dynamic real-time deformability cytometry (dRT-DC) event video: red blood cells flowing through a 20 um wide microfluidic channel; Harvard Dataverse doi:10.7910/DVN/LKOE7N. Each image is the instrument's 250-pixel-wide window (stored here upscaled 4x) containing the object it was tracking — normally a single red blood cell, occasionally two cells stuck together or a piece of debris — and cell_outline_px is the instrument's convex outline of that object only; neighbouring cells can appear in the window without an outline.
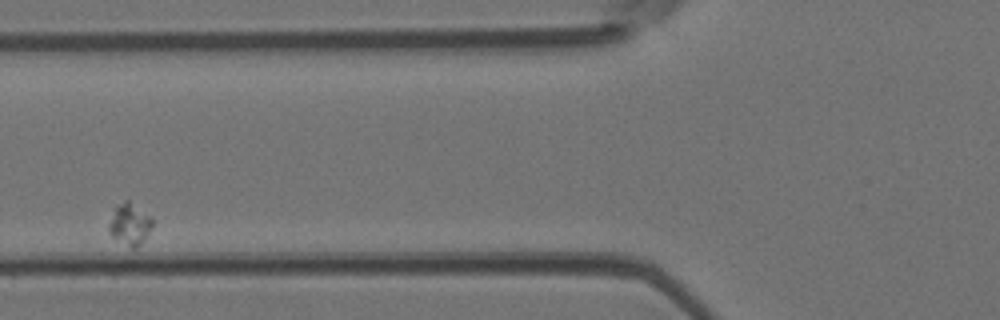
{"species": "Egyptian fruit bat (a non-hibernating species)", "species_latin": "Rousettus aegyptiacus", "temperature_condition": "room temperature", "stored_images_in_passage": 5, "camera_frame_rate_fps": 3000, "um_per_image_px": 0.085, "animal": {"sex": "female"}, "frame": {"image": 1, "passage_image": 2, "time_ms": 0.333, "image_size_px": [1000, 320], "cell_outline_px": [[152, 228], [144, 240], [136, 248], [132, 248], [112, 236], [108, 232], [108, 224], [116, 208], [124, 200], [128, 200], [148, 216], [152, 220]], "centroid_in_image_um": [11.02, 19.09], "position_along_channel_um": 114.8, "area_um2": 10.12}}
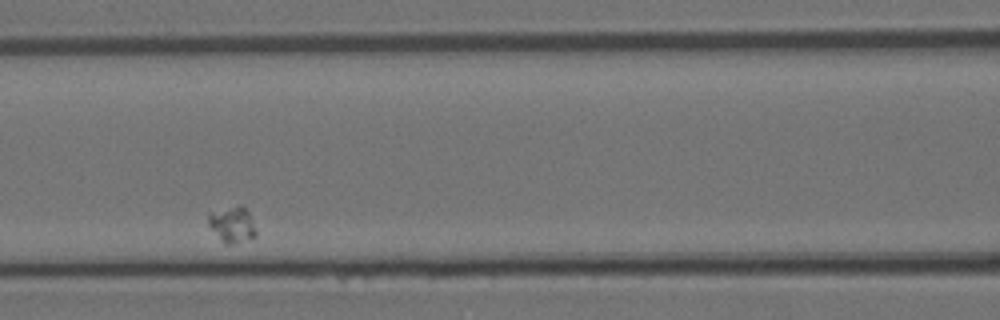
{"frame": {"image": 2, "passage_image": 3, "time_ms": 0.667, "image_size_px": [1000, 320], "cell_outline_px": [[256, 236], [232, 244], [224, 244], [208, 224], [208, 212], [240, 204], [244, 204], [252, 220], [256, 232]], "centroid_in_image_um": [19.73, 19.05], "position_along_channel_um": 146.9, "area_um2": 10.0}}
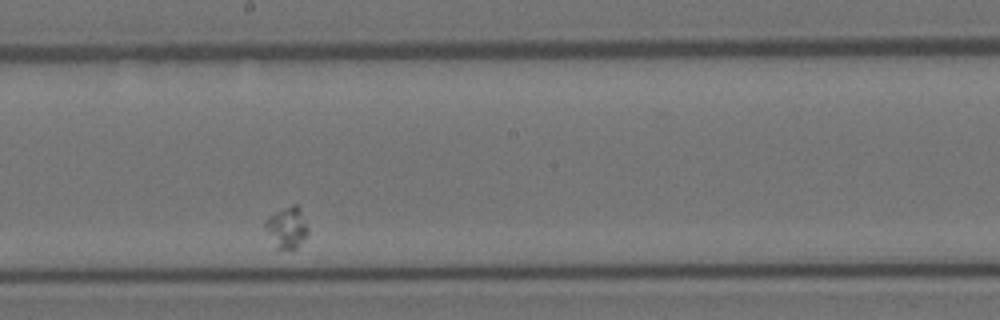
{"frame": {"image": 3, "passage_image": 5, "time_ms": 1.333, "image_size_px": [1000, 320], "cell_outline_px": [[308, 232], [296, 248], [276, 248], [264, 228], [264, 224], [268, 216], [292, 204], [296, 204], [300, 208], [308, 228]], "centroid_in_image_um": [24.37, 19.32], "position_along_channel_um": 223.8, "area_um2": 10.06}}